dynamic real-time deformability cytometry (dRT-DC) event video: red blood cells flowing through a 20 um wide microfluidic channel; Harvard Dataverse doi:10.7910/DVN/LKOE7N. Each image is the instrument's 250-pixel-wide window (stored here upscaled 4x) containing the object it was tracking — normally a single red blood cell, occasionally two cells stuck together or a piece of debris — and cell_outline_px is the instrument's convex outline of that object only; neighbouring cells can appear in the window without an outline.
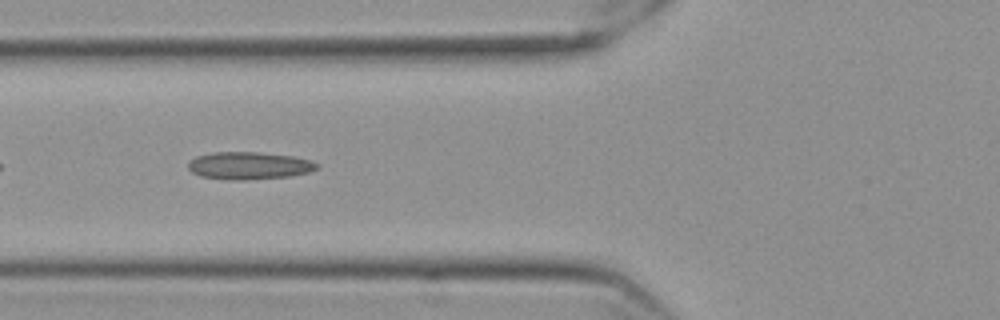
{"species": "Egyptian fruit bat (a non-hibernating species)", "species_latin": "Rousettus aegyptiacus", "temperature_condition": "cold", "stored_images_in_passage": 26, "camera_frame_rate_fps": 3000, "um_per_image_px": 0.085, "frame": {"image": 1, "passage_image": 6, "time_ms": 1.667, "image_size_px": [1000, 320], "cell_outline_px": [[320, 168], [308, 172], [288, 176], [244, 180], [228, 180], [200, 176], [192, 172], [188, 168], [188, 164], [196, 156], [212, 152], [260, 152], [292, 156], [312, 160], [320, 164]], "centroid_in_image_um": [21.19, 14.07], "position_along_channel_um": 104.6, "area_um2": 20.69}}
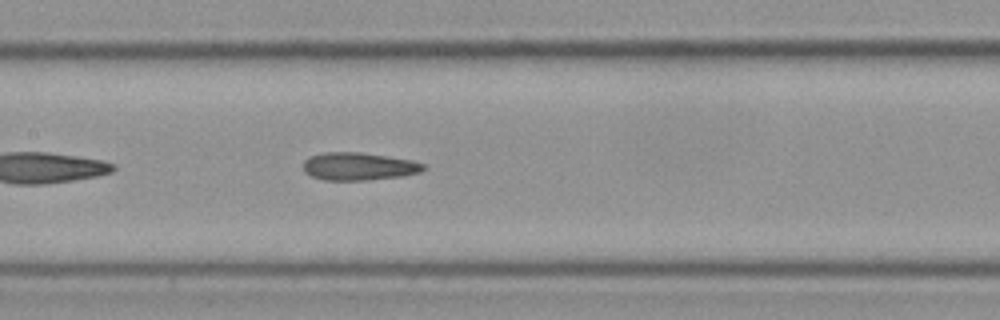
{"frame": {"image": 2, "passage_image": 12, "time_ms": 3.667, "image_size_px": [1000, 320], "cell_outline_px": [[424, 168], [420, 172], [400, 176], [368, 180], [324, 180], [312, 176], [304, 172], [304, 160], [308, 156], [324, 152], [360, 152], [412, 160], [424, 164]], "centroid_in_image_um": [30.44, 14.14], "position_along_channel_um": 177.0, "area_um2": 19.36}}
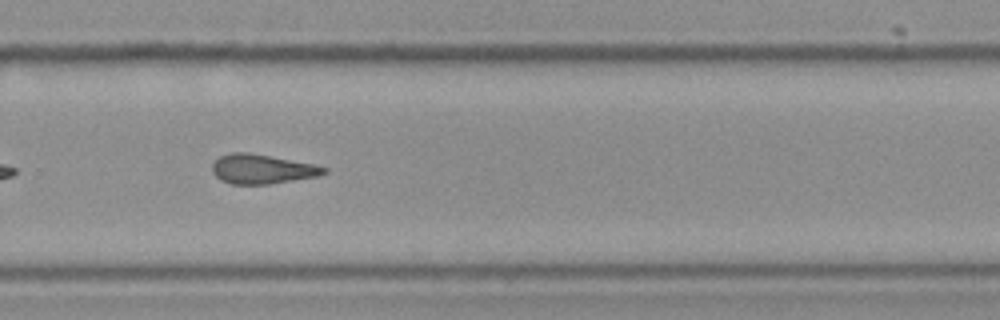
{"frame": {"image": 3, "passage_image": 23, "time_ms": 7.333, "image_size_px": [1000, 320], "cell_outline_px": [[328, 172], [316, 176], [268, 184], [232, 184], [220, 180], [212, 172], [212, 164], [220, 156], [232, 152], [248, 152], [312, 164], [328, 168]], "centroid_in_image_um": [22.23, 14.37], "position_along_channel_um": 307.6, "area_um2": 18.9}}